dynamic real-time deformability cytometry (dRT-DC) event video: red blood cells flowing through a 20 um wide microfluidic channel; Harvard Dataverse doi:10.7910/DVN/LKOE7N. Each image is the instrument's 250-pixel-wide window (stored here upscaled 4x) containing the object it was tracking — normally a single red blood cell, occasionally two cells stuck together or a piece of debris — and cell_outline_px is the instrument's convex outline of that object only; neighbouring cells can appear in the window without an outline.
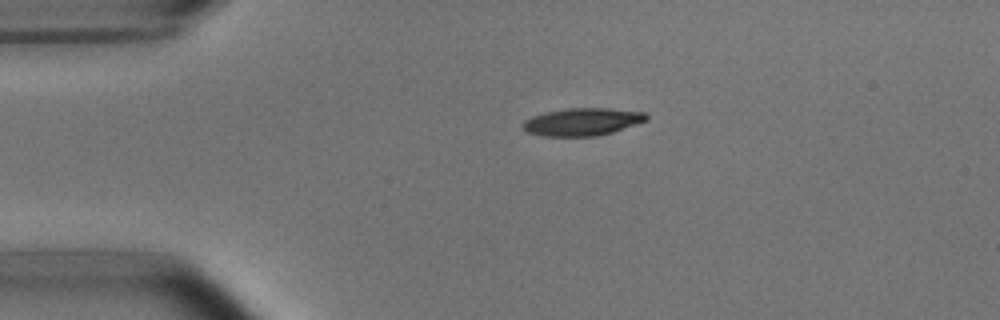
{"species": "common noctule bat (a hibernating species)", "species_latin": "Nyctalus noctula", "temperature_condition": "room temperature", "stored_images_in_passage": 42, "camera_frame_rate_fps": 3000, "um_per_image_px": 0.085, "animal": {"sex": "male", "body_mass_g": 15.6}, "frame": {"image": 1, "passage_image": 1, "time_ms": 0.0, "image_size_px": [1000, 320], "cell_outline_px": [[648, 120], [612, 132], [596, 136], [544, 136], [528, 132], [520, 124], [524, 120], [532, 116], [548, 112], [568, 108], [608, 108], [644, 112], [648, 116]], "centroid_in_image_um": [49.5, 10.35], "position_along_channel_um": 35.5, "area_um2": 19.71}}
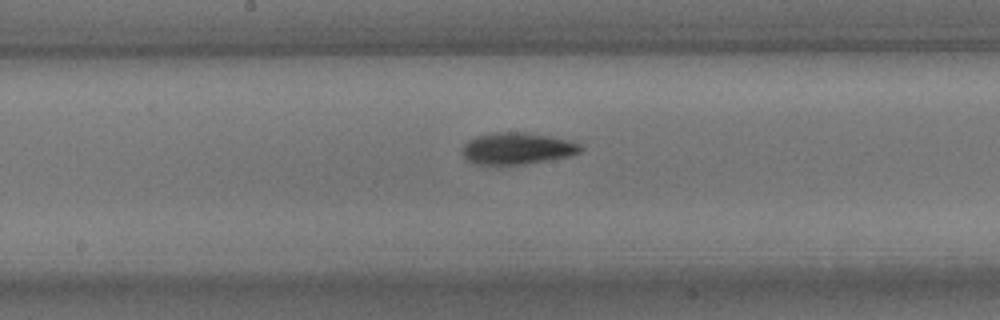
{"frame": {"image": 2, "passage_image": 17, "time_ms": 5.333, "image_size_px": [1000, 320], "cell_outline_px": [[584, 148], [580, 152], [568, 156], [548, 160], [524, 164], [476, 164], [464, 160], [464, 144], [468, 140], [476, 136], [496, 132], [528, 132], [548, 136], [580, 144]], "centroid_in_image_um": [43.93, 12.62], "position_along_channel_um": 204.3, "area_um2": 21.62}}
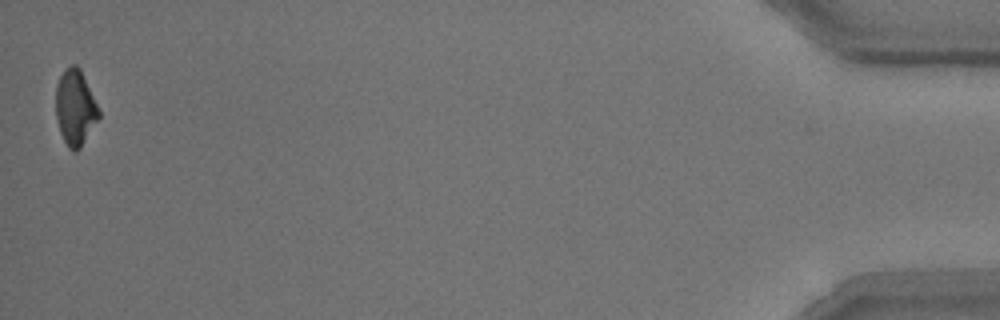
{"frame": {"image": 3, "passage_image": 42, "time_ms": 13.667, "image_size_px": [1000, 320], "cell_outline_px": [[100, 116], [80, 148], [76, 152], [72, 152], [68, 148], [60, 132], [56, 120], [56, 84], [64, 68], [72, 64], [76, 64], [80, 68], [100, 112]], "centroid_in_image_um": [6.37, 9.14], "position_along_channel_um": 428.8, "area_um2": 18.9}, "authors_computed_cell_mechanics": {"area_um2": 20.3745, "velocity_mm_per_s": 3.7913, "shape_relaxation_time_tau1_ms": 2.7903, "shape_relaxation_time_tau2_ms": 5.3107, "deformation_change_tau1": 0.1491, "deformation_change_tau2": 0.1427}}